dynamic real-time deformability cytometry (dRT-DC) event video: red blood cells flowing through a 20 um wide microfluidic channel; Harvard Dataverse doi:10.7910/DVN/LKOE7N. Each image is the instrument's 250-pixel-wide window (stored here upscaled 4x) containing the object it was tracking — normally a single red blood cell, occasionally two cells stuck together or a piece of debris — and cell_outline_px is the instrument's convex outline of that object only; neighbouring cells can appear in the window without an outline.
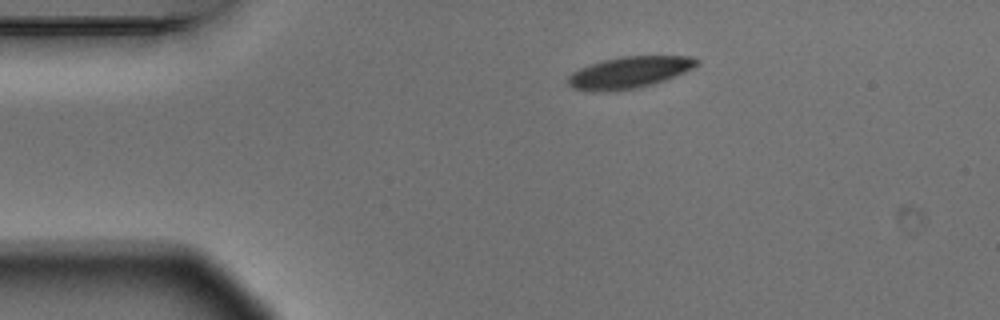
{"species": "Egyptian fruit bat (a non-hibernating species)", "species_latin": "Rousettus aegyptiacus", "temperature_condition": "warm", "stored_images_in_passage": 2, "camera_frame_rate_fps": 3000, "um_per_image_px": 0.085, "animal": {"sex": "male"}, "frame": {"image": 1, "passage_image": 1, "time_ms": 0.0, "image_size_px": [1000, 320], "cell_outline_px": [[700, 64], [676, 76], [652, 84], [636, 88], [600, 92], [592, 92], [572, 88], [568, 84], [568, 76], [572, 72], [580, 68], [604, 60], [620, 56], [696, 56], [700, 60]], "centroid_in_image_um": [53.51, 6.15], "position_along_channel_um": 31.5, "area_um2": 23.76}}